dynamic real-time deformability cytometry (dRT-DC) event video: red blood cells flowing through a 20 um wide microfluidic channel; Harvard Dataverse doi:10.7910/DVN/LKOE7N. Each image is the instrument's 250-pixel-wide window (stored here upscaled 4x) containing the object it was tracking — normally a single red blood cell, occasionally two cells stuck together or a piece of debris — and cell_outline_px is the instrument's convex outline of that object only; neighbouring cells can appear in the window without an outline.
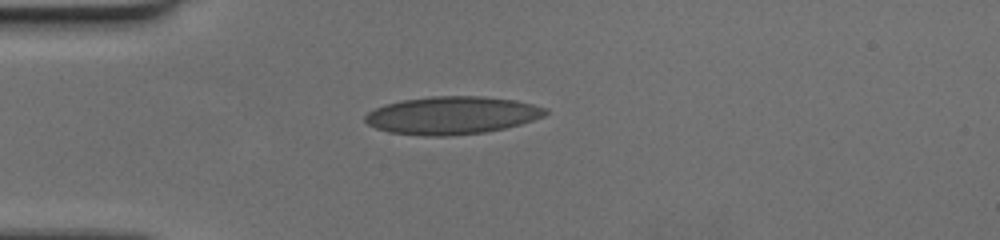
{"species": "human", "species_latin": "Homo sapiens", "temperature_condition": "cold", "stored_images_in_passage": 39, "camera_frame_rate_fps": 3000, "um_per_image_px": 0.085, "donor": {"sex": "female"}, "frame": {"image": 1, "passage_image": 1, "time_ms": 0.0, "image_size_px": [1000, 240], "cell_outline_px": [[548, 112], [544, 116], [520, 124], [504, 128], [484, 132], [448, 136], [424, 136], [388, 132], [376, 128], [368, 124], [364, 120], [364, 116], [368, 112], [384, 104], [400, 100], [428, 96], [484, 96], [516, 100], [548, 108]], "centroid_in_image_um": [38.4, 9.79], "position_along_channel_um": 46.6, "area_um2": 39.88}}
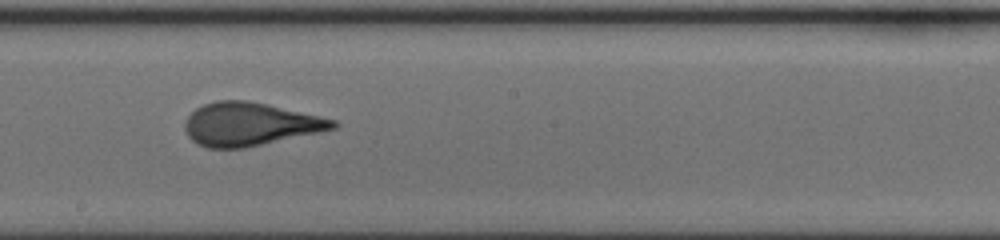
{"frame": {"image": 2, "passage_image": 18, "time_ms": 5.667, "image_size_px": [1000, 240], "cell_outline_px": [[340, 124], [336, 128], [320, 132], [244, 148], [208, 148], [196, 144], [188, 136], [184, 128], [184, 124], [188, 116], [196, 108], [204, 104], [216, 100], [248, 100], [268, 104], [320, 116], [336, 120]], "centroid_in_image_um": [21.24, 10.55], "position_along_channel_um": 227.0, "area_um2": 37.34}}
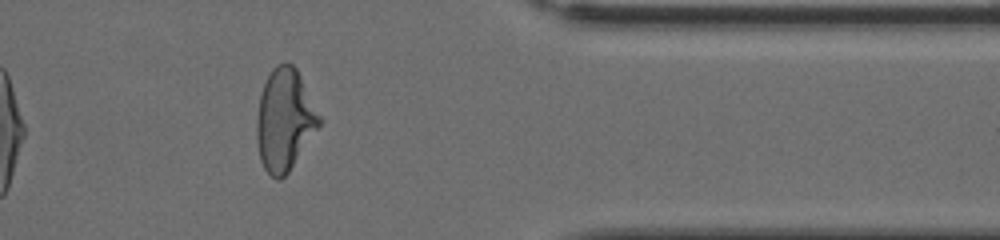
{"frame": {"image": 3, "passage_image": 33, "time_ms": 10.667, "image_size_px": [1000, 240], "cell_outline_px": [[324, 120], [288, 172], [280, 180], [276, 180], [264, 168], [260, 160], [256, 140], [256, 116], [260, 96], [264, 84], [272, 68], [276, 64], [292, 64], [296, 68]], "centroid_in_image_um": [24.2, 10.2], "position_along_channel_um": 387.2, "area_um2": 37.22}}